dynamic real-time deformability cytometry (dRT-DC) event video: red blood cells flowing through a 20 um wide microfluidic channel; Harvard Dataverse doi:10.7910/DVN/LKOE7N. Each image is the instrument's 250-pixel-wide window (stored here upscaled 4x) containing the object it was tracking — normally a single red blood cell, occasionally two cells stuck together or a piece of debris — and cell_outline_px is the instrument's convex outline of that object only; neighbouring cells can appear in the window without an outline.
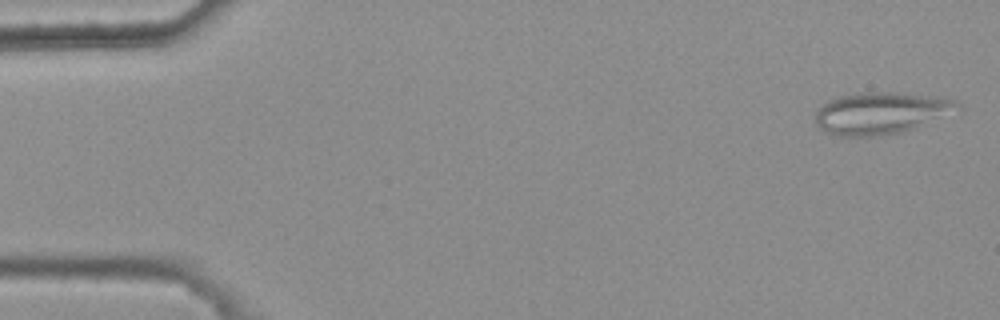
{"species": "common noctule bat (a hibernating species)", "species_latin": "Nyctalus noctula", "temperature_condition": "warm", "stored_images_in_passage": 7, "camera_frame_rate_fps": 3000, "um_per_image_px": 0.085, "animal": {"sex": "female", "body_mass_g": 25.1}, "frame": {"image": 1, "passage_image": 1, "time_ms": 0.0, "image_size_px": [1000, 320], "cell_outline_px": [[964, 108], [912, 128], [900, 132], [880, 136], [840, 136], [828, 132], [816, 124], [816, 112], [828, 100], [840, 96], [856, 92], [892, 92], [936, 96], [956, 100]], "centroid_in_image_um": [74.9, 9.59], "position_along_channel_um": 10.1, "area_um2": 34.45}}
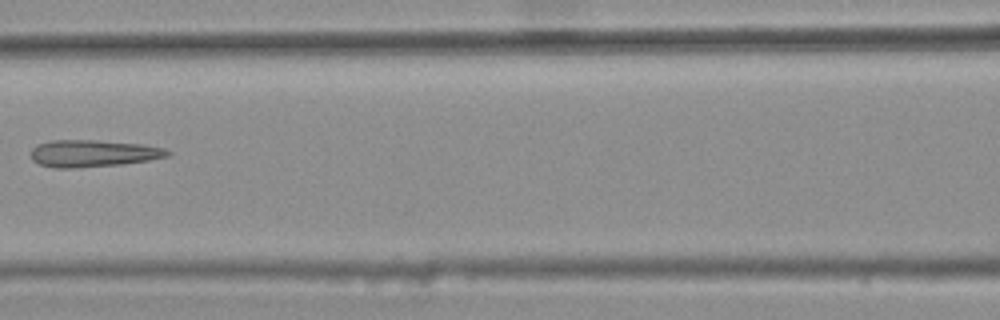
{"frame": {"image": 2, "passage_image": 7, "time_ms": 2.0, "image_size_px": [1000, 320], "cell_outline_px": [[172, 152], [168, 156], [148, 160], [124, 164], [76, 168], [56, 168], [40, 164], [32, 160], [32, 148], [36, 144], [52, 140], [96, 140], [144, 144], [164, 148]], "centroid_in_image_um": [7.92, 13.03], "position_along_channel_um": 158.7, "area_um2": 21.62}}